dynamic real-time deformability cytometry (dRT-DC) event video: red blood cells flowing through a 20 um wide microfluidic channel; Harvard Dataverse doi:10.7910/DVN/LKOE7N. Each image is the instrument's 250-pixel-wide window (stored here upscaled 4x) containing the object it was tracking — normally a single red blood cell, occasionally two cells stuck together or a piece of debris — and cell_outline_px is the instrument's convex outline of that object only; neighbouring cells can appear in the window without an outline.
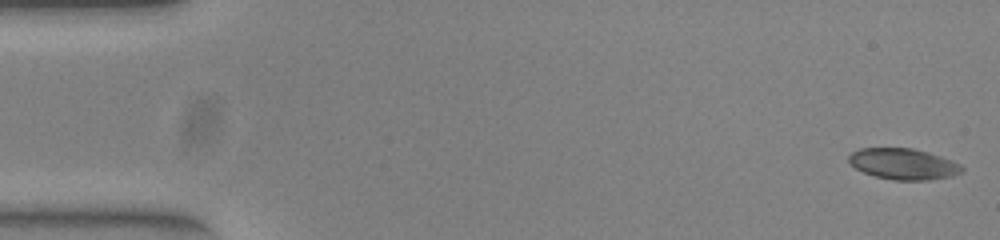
{"species": "common noctule bat (a hibernating species)", "species_latin": "Nyctalus noctula", "temperature_condition": "warm", "stored_images_in_passage": 51, "camera_frame_rate_fps": 3000, "um_per_image_px": 0.085, "animal": {"sex": "female", "body_mass_g": 23.0, "forearm_length_mm": 53.4}, "frame": {"image": 1, "passage_image": 1, "time_ms": 0.0, "image_size_px": [1000, 240], "cell_outline_px": [[964, 172], [952, 176], [928, 180], [896, 180], [876, 176], [864, 172], [856, 168], [848, 160], [848, 156], [852, 152], [860, 148], [912, 148], [928, 152], [952, 160], [960, 164], [964, 168]], "centroid_in_image_um": [76.82, 13.93], "position_along_channel_um": 8.2, "area_um2": 20.4}}
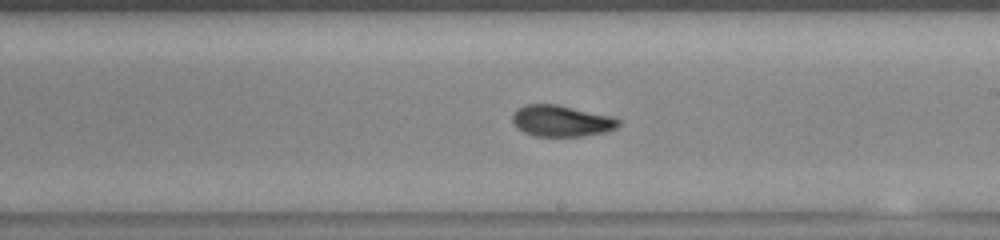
{"frame": {"image": 2, "passage_image": 29, "time_ms": 9.333, "image_size_px": [1000, 240], "cell_outline_px": [[620, 124], [616, 128], [608, 132], [584, 136], [536, 136], [524, 132], [512, 120], [512, 116], [524, 104], [556, 104], [612, 116], [620, 120]], "centroid_in_image_um": [47.78, 10.28], "position_along_channel_um": 241.2, "area_um2": 19.19}}
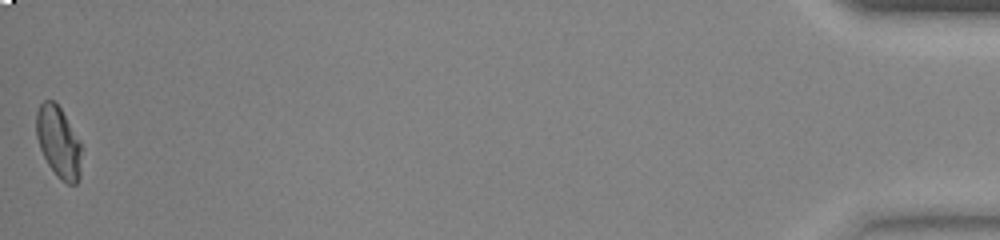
{"frame": {"image": 3, "passage_image": 51, "time_ms": 16.667, "image_size_px": [1000, 240], "cell_outline_px": [[80, 176], [76, 184], [68, 184], [60, 180], [56, 176], [48, 164], [40, 148], [36, 136], [36, 112], [40, 104], [44, 100], [52, 100], [60, 108], [80, 140]], "centroid_in_image_um": [4.96, 12.09], "position_along_channel_um": 430.2, "area_um2": 18.67}, "authors_computed_cell_mechanics": {"area_um2": 19.7676, "velocity_mm_per_s": 3.9673, "shape_relaxation_time_tau1_ms": 7.3511, "shape_relaxation_time_tau2_ms": 1.8879, "deformation_change_tau1": 0.2034, "deformation_change_tau2": 0.058}}